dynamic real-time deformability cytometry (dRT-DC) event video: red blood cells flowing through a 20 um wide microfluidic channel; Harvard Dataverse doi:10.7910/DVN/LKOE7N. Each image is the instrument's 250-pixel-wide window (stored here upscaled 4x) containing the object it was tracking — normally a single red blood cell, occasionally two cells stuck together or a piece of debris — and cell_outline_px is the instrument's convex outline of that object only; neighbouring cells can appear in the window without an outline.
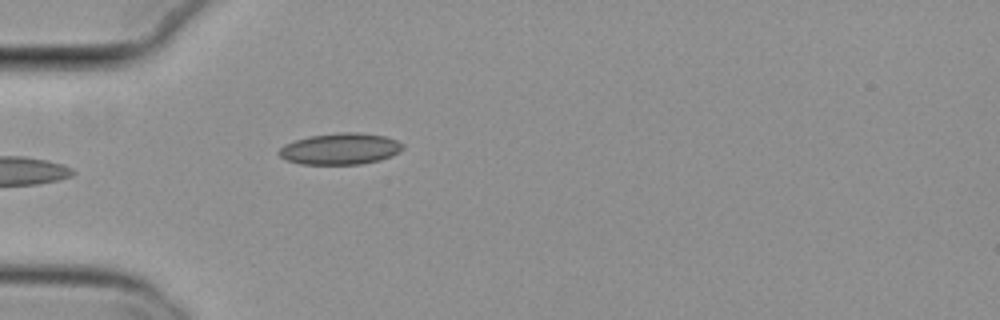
{"species": "common noctule bat (a hibernating species)", "species_latin": "Nyctalus noctula", "temperature_condition": "cold", "stored_images_in_passage": 39, "camera_frame_rate_fps": 3000, "um_per_image_px": 0.085, "animal": {"sex": "female", "body_mass_g": 29.2, "forearm_length_mm": 56.3}, "frame": {"image": 1, "passage_image": 1, "time_ms": 0.0, "image_size_px": [1000, 320], "cell_outline_px": [[404, 148], [400, 152], [392, 156], [380, 160], [360, 164], [300, 164], [288, 160], [280, 156], [276, 152], [284, 144], [308, 136], [340, 132], [360, 132], [384, 136], [396, 140], [404, 144]], "centroid_in_image_um": [28.94, 12.64], "position_along_channel_um": 56.1, "area_um2": 22.77}}
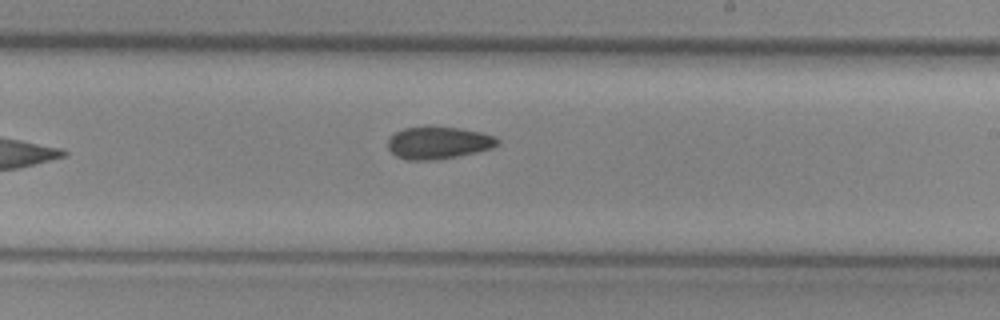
{"frame": {"image": 2, "passage_image": 17, "time_ms": 5.333, "image_size_px": [1000, 320], "cell_outline_px": [[500, 144], [492, 148], [476, 152], [436, 160], [408, 160], [396, 156], [388, 148], [388, 140], [396, 132], [404, 128], [424, 124], [428, 124], [460, 128], [480, 132], [496, 136], [500, 140]], "centroid_in_image_um": [37.27, 12.1], "position_along_channel_um": 251.7, "area_um2": 21.15}}
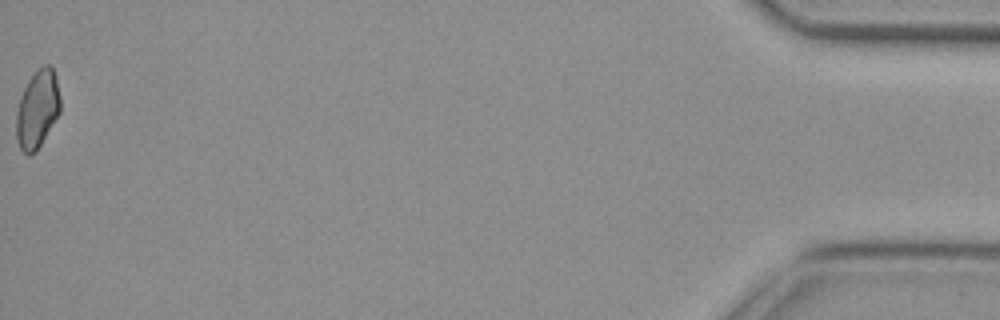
{"frame": {"image": 3, "passage_image": 39, "time_ms": 12.667, "image_size_px": [1000, 320], "cell_outline_px": [[60, 112], [36, 152], [28, 156], [20, 148], [16, 136], [16, 112], [20, 96], [28, 80], [44, 64], [48, 64], [52, 68], [56, 76], [60, 96]], "centroid_in_image_um": [3.17, 9.3], "position_along_channel_um": 432.0, "area_um2": 19.94}}